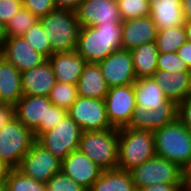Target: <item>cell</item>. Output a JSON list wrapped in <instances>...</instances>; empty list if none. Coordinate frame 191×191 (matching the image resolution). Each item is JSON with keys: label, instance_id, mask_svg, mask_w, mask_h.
I'll list each match as a JSON object with an SVG mask.
<instances>
[{"label": "cell", "instance_id": "cell-1", "mask_svg": "<svg viewBox=\"0 0 191 191\" xmlns=\"http://www.w3.org/2000/svg\"><path fill=\"white\" fill-rule=\"evenodd\" d=\"M122 22L80 27L75 51L88 63L103 61L122 48Z\"/></svg>", "mask_w": 191, "mask_h": 191}, {"label": "cell", "instance_id": "cell-2", "mask_svg": "<svg viewBox=\"0 0 191 191\" xmlns=\"http://www.w3.org/2000/svg\"><path fill=\"white\" fill-rule=\"evenodd\" d=\"M156 156L185 169L191 163V132L177 118L153 131Z\"/></svg>", "mask_w": 191, "mask_h": 191}, {"label": "cell", "instance_id": "cell-3", "mask_svg": "<svg viewBox=\"0 0 191 191\" xmlns=\"http://www.w3.org/2000/svg\"><path fill=\"white\" fill-rule=\"evenodd\" d=\"M118 138V169L130 172L156 155L153 131L122 127Z\"/></svg>", "mask_w": 191, "mask_h": 191}, {"label": "cell", "instance_id": "cell-4", "mask_svg": "<svg viewBox=\"0 0 191 191\" xmlns=\"http://www.w3.org/2000/svg\"><path fill=\"white\" fill-rule=\"evenodd\" d=\"M39 21L51 43L52 54L75 50L80 29L75 12L55 8Z\"/></svg>", "mask_w": 191, "mask_h": 191}, {"label": "cell", "instance_id": "cell-5", "mask_svg": "<svg viewBox=\"0 0 191 191\" xmlns=\"http://www.w3.org/2000/svg\"><path fill=\"white\" fill-rule=\"evenodd\" d=\"M78 149L103 170L116 169L118 164V128L82 131Z\"/></svg>", "mask_w": 191, "mask_h": 191}, {"label": "cell", "instance_id": "cell-6", "mask_svg": "<svg viewBox=\"0 0 191 191\" xmlns=\"http://www.w3.org/2000/svg\"><path fill=\"white\" fill-rule=\"evenodd\" d=\"M35 141L34 133L13 117L0 130V159L8 169L18 168Z\"/></svg>", "mask_w": 191, "mask_h": 191}, {"label": "cell", "instance_id": "cell-7", "mask_svg": "<svg viewBox=\"0 0 191 191\" xmlns=\"http://www.w3.org/2000/svg\"><path fill=\"white\" fill-rule=\"evenodd\" d=\"M130 173L137 190L152 184H183V169L156 155Z\"/></svg>", "mask_w": 191, "mask_h": 191}, {"label": "cell", "instance_id": "cell-8", "mask_svg": "<svg viewBox=\"0 0 191 191\" xmlns=\"http://www.w3.org/2000/svg\"><path fill=\"white\" fill-rule=\"evenodd\" d=\"M80 126L67 114L52 130L41 133L36 141L63 160L79 147Z\"/></svg>", "mask_w": 191, "mask_h": 191}, {"label": "cell", "instance_id": "cell-9", "mask_svg": "<svg viewBox=\"0 0 191 191\" xmlns=\"http://www.w3.org/2000/svg\"><path fill=\"white\" fill-rule=\"evenodd\" d=\"M61 164V159L35 141L17 169L24 175L46 184L51 177L61 172Z\"/></svg>", "mask_w": 191, "mask_h": 191}, {"label": "cell", "instance_id": "cell-10", "mask_svg": "<svg viewBox=\"0 0 191 191\" xmlns=\"http://www.w3.org/2000/svg\"><path fill=\"white\" fill-rule=\"evenodd\" d=\"M68 115L80 126L82 131L114 128L107 117L104 99L78 96L68 110Z\"/></svg>", "mask_w": 191, "mask_h": 191}, {"label": "cell", "instance_id": "cell-11", "mask_svg": "<svg viewBox=\"0 0 191 191\" xmlns=\"http://www.w3.org/2000/svg\"><path fill=\"white\" fill-rule=\"evenodd\" d=\"M52 102L46 96L23 95L13 106L14 117L34 133L37 138L46 132L48 109Z\"/></svg>", "mask_w": 191, "mask_h": 191}, {"label": "cell", "instance_id": "cell-12", "mask_svg": "<svg viewBox=\"0 0 191 191\" xmlns=\"http://www.w3.org/2000/svg\"><path fill=\"white\" fill-rule=\"evenodd\" d=\"M104 100L110 124L118 129L126 127L137 107L133 84L109 88Z\"/></svg>", "mask_w": 191, "mask_h": 191}, {"label": "cell", "instance_id": "cell-13", "mask_svg": "<svg viewBox=\"0 0 191 191\" xmlns=\"http://www.w3.org/2000/svg\"><path fill=\"white\" fill-rule=\"evenodd\" d=\"M98 65L109 88L130 85L137 80L132 54L127 49L113 51Z\"/></svg>", "mask_w": 191, "mask_h": 191}, {"label": "cell", "instance_id": "cell-14", "mask_svg": "<svg viewBox=\"0 0 191 191\" xmlns=\"http://www.w3.org/2000/svg\"><path fill=\"white\" fill-rule=\"evenodd\" d=\"M75 13L80 27L123 22L117 0H83Z\"/></svg>", "mask_w": 191, "mask_h": 191}, {"label": "cell", "instance_id": "cell-15", "mask_svg": "<svg viewBox=\"0 0 191 191\" xmlns=\"http://www.w3.org/2000/svg\"><path fill=\"white\" fill-rule=\"evenodd\" d=\"M61 171L88 191L103 169L77 149L62 160Z\"/></svg>", "mask_w": 191, "mask_h": 191}, {"label": "cell", "instance_id": "cell-16", "mask_svg": "<svg viewBox=\"0 0 191 191\" xmlns=\"http://www.w3.org/2000/svg\"><path fill=\"white\" fill-rule=\"evenodd\" d=\"M0 55L13 64L21 73L41 65L47 60L22 36L7 38Z\"/></svg>", "mask_w": 191, "mask_h": 191}, {"label": "cell", "instance_id": "cell-17", "mask_svg": "<svg viewBox=\"0 0 191 191\" xmlns=\"http://www.w3.org/2000/svg\"><path fill=\"white\" fill-rule=\"evenodd\" d=\"M157 27L151 16L127 19L122 22V48L131 51L142 44L155 42Z\"/></svg>", "mask_w": 191, "mask_h": 191}, {"label": "cell", "instance_id": "cell-18", "mask_svg": "<svg viewBox=\"0 0 191 191\" xmlns=\"http://www.w3.org/2000/svg\"><path fill=\"white\" fill-rule=\"evenodd\" d=\"M55 83L56 78L48 59L41 65L21 73L23 95L48 97Z\"/></svg>", "mask_w": 191, "mask_h": 191}, {"label": "cell", "instance_id": "cell-19", "mask_svg": "<svg viewBox=\"0 0 191 191\" xmlns=\"http://www.w3.org/2000/svg\"><path fill=\"white\" fill-rule=\"evenodd\" d=\"M56 81L77 85L78 79L84 70L87 61L75 50L54 53L49 58Z\"/></svg>", "mask_w": 191, "mask_h": 191}, {"label": "cell", "instance_id": "cell-20", "mask_svg": "<svg viewBox=\"0 0 191 191\" xmlns=\"http://www.w3.org/2000/svg\"><path fill=\"white\" fill-rule=\"evenodd\" d=\"M153 79L162 88L166 98L177 104L191 95V71L156 70Z\"/></svg>", "mask_w": 191, "mask_h": 191}, {"label": "cell", "instance_id": "cell-21", "mask_svg": "<svg viewBox=\"0 0 191 191\" xmlns=\"http://www.w3.org/2000/svg\"><path fill=\"white\" fill-rule=\"evenodd\" d=\"M177 118L178 106H161L155 110H143L136 107L126 127L154 131Z\"/></svg>", "mask_w": 191, "mask_h": 191}, {"label": "cell", "instance_id": "cell-22", "mask_svg": "<svg viewBox=\"0 0 191 191\" xmlns=\"http://www.w3.org/2000/svg\"><path fill=\"white\" fill-rule=\"evenodd\" d=\"M136 105L143 110H155L161 106H178L166 98L164 91L153 77L137 79L133 83Z\"/></svg>", "mask_w": 191, "mask_h": 191}, {"label": "cell", "instance_id": "cell-23", "mask_svg": "<svg viewBox=\"0 0 191 191\" xmlns=\"http://www.w3.org/2000/svg\"><path fill=\"white\" fill-rule=\"evenodd\" d=\"M78 96L105 99L109 87L98 63L86 64L77 82Z\"/></svg>", "mask_w": 191, "mask_h": 191}, {"label": "cell", "instance_id": "cell-24", "mask_svg": "<svg viewBox=\"0 0 191 191\" xmlns=\"http://www.w3.org/2000/svg\"><path fill=\"white\" fill-rule=\"evenodd\" d=\"M23 96L21 72L0 55V100L15 105Z\"/></svg>", "mask_w": 191, "mask_h": 191}, {"label": "cell", "instance_id": "cell-25", "mask_svg": "<svg viewBox=\"0 0 191 191\" xmlns=\"http://www.w3.org/2000/svg\"><path fill=\"white\" fill-rule=\"evenodd\" d=\"M150 16L158 32L183 25L185 22L181 2L150 4Z\"/></svg>", "mask_w": 191, "mask_h": 191}, {"label": "cell", "instance_id": "cell-26", "mask_svg": "<svg viewBox=\"0 0 191 191\" xmlns=\"http://www.w3.org/2000/svg\"><path fill=\"white\" fill-rule=\"evenodd\" d=\"M88 191H138L131 173L121 169L103 170Z\"/></svg>", "mask_w": 191, "mask_h": 191}, {"label": "cell", "instance_id": "cell-27", "mask_svg": "<svg viewBox=\"0 0 191 191\" xmlns=\"http://www.w3.org/2000/svg\"><path fill=\"white\" fill-rule=\"evenodd\" d=\"M133 67L136 79L153 77L157 70L158 49L156 42H150L132 49Z\"/></svg>", "mask_w": 191, "mask_h": 191}, {"label": "cell", "instance_id": "cell-28", "mask_svg": "<svg viewBox=\"0 0 191 191\" xmlns=\"http://www.w3.org/2000/svg\"><path fill=\"white\" fill-rule=\"evenodd\" d=\"M186 41L184 25H180L157 32L155 42L158 52L172 53L177 52L179 47Z\"/></svg>", "mask_w": 191, "mask_h": 191}, {"label": "cell", "instance_id": "cell-29", "mask_svg": "<svg viewBox=\"0 0 191 191\" xmlns=\"http://www.w3.org/2000/svg\"><path fill=\"white\" fill-rule=\"evenodd\" d=\"M4 182L7 191H46L44 183L24 175L17 168L9 169Z\"/></svg>", "mask_w": 191, "mask_h": 191}, {"label": "cell", "instance_id": "cell-30", "mask_svg": "<svg viewBox=\"0 0 191 191\" xmlns=\"http://www.w3.org/2000/svg\"><path fill=\"white\" fill-rule=\"evenodd\" d=\"M48 98L53 105L68 111L78 98L77 86L56 81Z\"/></svg>", "mask_w": 191, "mask_h": 191}, {"label": "cell", "instance_id": "cell-31", "mask_svg": "<svg viewBox=\"0 0 191 191\" xmlns=\"http://www.w3.org/2000/svg\"><path fill=\"white\" fill-rule=\"evenodd\" d=\"M37 21L39 20L29 10L22 7L5 26L7 38L23 36Z\"/></svg>", "mask_w": 191, "mask_h": 191}, {"label": "cell", "instance_id": "cell-32", "mask_svg": "<svg viewBox=\"0 0 191 191\" xmlns=\"http://www.w3.org/2000/svg\"><path fill=\"white\" fill-rule=\"evenodd\" d=\"M22 37L41 55L48 59L52 55L51 43L40 21L31 27Z\"/></svg>", "mask_w": 191, "mask_h": 191}, {"label": "cell", "instance_id": "cell-33", "mask_svg": "<svg viewBox=\"0 0 191 191\" xmlns=\"http://www.w3.org/2000/svg\"><path fill=\"white\" fill-rule=\"evenodd\" d=\"M122 20L150 16L149 0H117Z\"/></svg>", "mask_w": 191, "mask_h": 191}, {"label": "cell", "instance_id": "cell-34", "mask_svg": "<svg viewBox=\"0 0 191 191\" xmlns=\"http://www.w3.org/2000/svg\"><path fill=\"white\" fill-rule=\"evenodd\" d=\"M45 187L46 191H87L62 171L51 177Z\"/></svg>", "mask_w": 191, "mask_h": 191}, {"label": "cell", "instance_id": "cell-35", "mask_svg": "<svg viewBox=\"0 0 191 191\" xmlns=\"http://www.w3.org/2000/svg\"><path fill=\"white\" fill-rule=\"evenodd\" d=\"M157 70L167 72L190 71L182 58L176 52H159L157 59Z\"/></svg>", "mask_w": 191, "mask_h": 191}, {"label": "cell", "instance_id": "cell-36", "mask_svg": "<svg viewBox=\"0 0 191 191\" xmlns=\"http://www.w3.org/2000/svg\"><path fill=\"white\" fill-rule=\"evenodd\" d=\"M22 5L38 20L55 9L53 0H22Z\"/></svg>", "mask_w": 191, "mask_h": 191}, {"label": "cell", "instance_id": "cell-37", "mask_svg": "<svg viewBox=\"0 0 191 191\" xmlns=\"http://www.w3.org/2000/svg\"><path fill=\"white\" fill-rule=\"evenodd\" d=\"M22 7V0H0V22L6 26Z\"/></svg>", "mask_w": 191, "mask_h": 191}, {"label": "cell", "instance_id": "cell-38", "mask_svg": "<svg viewBox=\"0 0 191 191\" xmlns=\"http://www.w3.org/2000/svg\"><path fill=\"white\" fill-rule=\"evenodd\" d=\"M178 119L191 132V95L178 104Z\"/></svg>", "mask_w": 191, "mask_h": 191}, {"label": "cell", "instance_id": "cell-39", "mask_svg": "<svg viewBox=\"0 0 191 191\" xmlns=\"http://www.w3.org/2000/svg\"><path fill=\"white\" fill-rule=\"evenodd\" d=\"M67 114V110L59 108L56 105H52L48 109L46 131L52 130L55 126H57L58 123L62 121Z\"/></svg>", "mask_w": 191, "mask_h": 191}, {"label": "cell", "instance_id": "cell-40", "mask_svg": "<svg viewBox=\"0 0 191 191\" xmlns=\"http://www.w3.org/2000/svg\"><path fill=\"white\" fill-rule=\"evenodd\" d=\"M14 117L13 105L0 104V130Z\"/></svg>", "mask_w": 191, "mask_h": 191}, {"label": "cell", "instance_id": "cell-41", "mask_svg": "<svg viewBox=\"0 0 191 191\" xmlns=\"http://www.w3.org/2000/svg\"><path fill=\"white\" fill-rule=\"evenodd\" d=\"M183 184H152L138 191H180Z\"/></svg>", "mask_w": 191, "mask_h": 191}, {"label": "cell", "instance_id": "cell-42", "mask_svg": "<svg viewBox=\"0 0 191 191\" xmlns=\"http://www.w3.org/2000/svg\"><path fill=\"white\" fill-rule=\"evenodd\" d=\"M180 58L184 60L188 69L191 71V42L183 43L176 52Z\"/></svg>", "mask_w": 191, "mask_h": 191}, {"label": "cell", "instance_id": "cell-43", "mask_svg": "<svg viewBox=\"0 0 191 191\" xmlns=\"http://www.w3.org/2000/svg\"><path fill=\"white\" fill-rule=\"evenodd\" d=\"M57 9H67L75 12L83 0H53Z\"/></svg>", "mask_w": 191, "mask_h": 191}, {"label": "cell", "instance_id": "cell-44", "mask_svg": "<svg viewBox=\"0 0 191 191\" xmlns=\"http://www.w3.org/2000/svg\"><path fill=\"white\" fill-rule=\"evenodd\" d=\"M183 188L191 189V163L183 170Z\"/></svg>", "mask_w": 191, "mask_h": 191}, {"label": "cell", "instance_id": "cell-45", "mask_svg": "<svg viewBox=\"0 0 191 191\" xmlns=\"http://www.w3.org/2000/svg\"><path fill=\"white\" fill-rule=\"evenodd\" d=\"M182 12L185 20H191V0H181Z\"/></svg>", "mask_w": 191, "mask_h": 191}, {"label": "cell", "instance_id": "cell-46", "mask_svg": "<svg viewBox=\"0 0 191 191\" xmlns=\"http://www.w3.org/2000/svg\"><path fill=\"white\" fill-rule=\"evenodd\" d=\"M7 40L6 27L0 22V52L3 49L4 43Z\"/></svg>", "mask_w": 191, "mask_h": 191}, {"label": "cell", "instance_id": "cell-47", "mask_svg": "<svg viewBox=\"0 0 191 191\" xmlns=\"http://www.w3.org/2000/svg\"><path fill=\"white\" fill-rule=\"evenodd\" d=\"M183 25H184V30H185V35L187 37V41L191 42V20H185Z\"/></svg>", "mask_w": 191, "mask_h": 191}, {"label": "cell", "instance_id": "cell-48", "mask_svg": "<svg viewBox=\"0 0 191 191\" xmlns=\"http://www.w3.org/2000/svg\"><path fill=\"white\" fill-rule=\"evenodd\" d=\"M8 171H9V169L6 167V165L0 159V180L4 179V177L7 175Z\"/></svg>", "mask_w": 191, "mask_h": 191}, {"label": "cell", "instance_id": "cell-49", "mask_svg": "<svg viewBox=\"0 0 191 191\" xmlns=\"http://www.w3.org/2000/svg\"><path fill=\"white\" fill-rule=\"evenodd\" d=\"M159 2H181V0H149V4H156Z\"/></svg>", "mask_w": 191, "mask_h": 191}, {"label": "cell", "instance_id": "cell-50", "mask_svg": "<svg viewBox=\"0 0 191 191\" xmlns=\"http://www.w3.org/2000/svg\"><path fill=\"white\" fill-rule=\"evenodd\" d=\"M0 191H7L4 179L0 180Z\"/></svg>", "mask_w": 191, "mask_h": 191}, {"label": "cell", "instance_id": "cell-51", "mask_svg": "<svg viewBox=\"0 0 191 191\" xmlns=\"http://www.w3.org/2000/svg\"><path fill=\"white\" fill-rule=\"evenodd\" d=\"M180 191H191V189H188V188H181Z\"/></svg>", "mask_w": 191, "mask_h": 191}]
</instances>
